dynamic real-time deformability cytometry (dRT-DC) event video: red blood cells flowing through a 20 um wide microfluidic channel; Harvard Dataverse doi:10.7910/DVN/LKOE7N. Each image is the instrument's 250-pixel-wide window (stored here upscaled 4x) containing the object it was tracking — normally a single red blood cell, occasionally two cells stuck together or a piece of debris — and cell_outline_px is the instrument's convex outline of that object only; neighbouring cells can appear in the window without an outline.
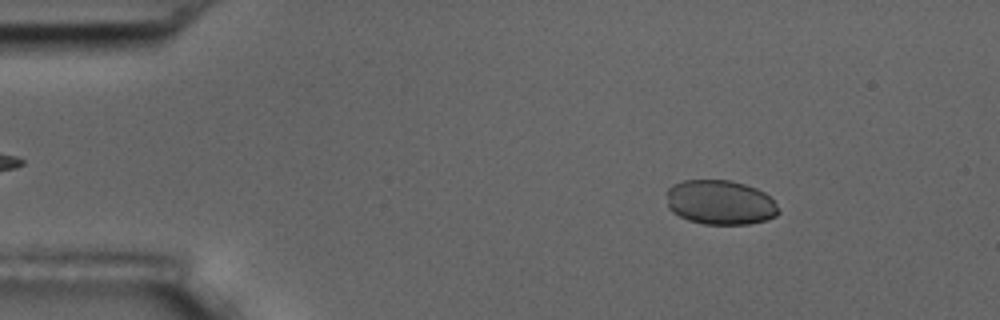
{"species": "common noctule bat (a hibernating species)", "species_latin": "Nyctalus noctula", "temperature_condition": "room temperature", "stored_images_in_passage": 9, "camera_frame_rate_fps": 3000, "um_per_image_px": 0.085, "animal": {"sex": "male", "body_mass_g": 17.5, "forearm_length_mm": 52.3}, "frame": {"image": 1, "passage_image": 2, "time_ms": 1.333, "image_size_px": [1000, 320], "cell_outline_px": [[780, 212], [776, 216], [768, 220], [748, 224], [704, 224], [688, 220], [672, 212], [668, 208], [668, 188], [672, 184], [684, 180], [732, 180], [756, 188], [764, 192], [776, 204]], "centroid_in_image_um": [61.22, 17.2], "position_along_channel_um": 23.8, "area_um2": 29.13}}
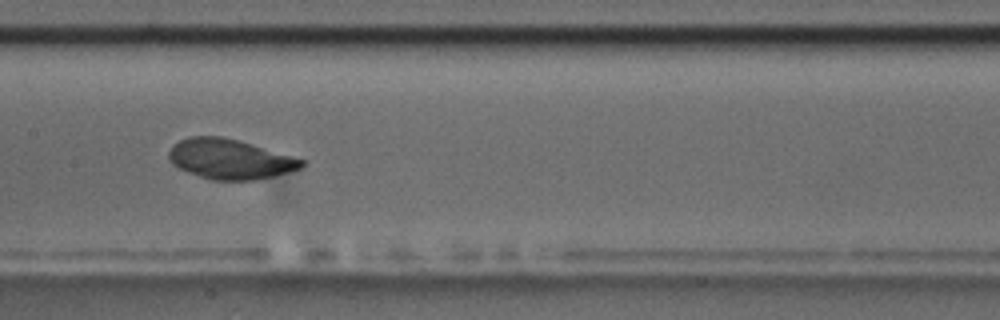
{"frame": {"image": 2, "passage_image": 8, "time_ms": 8.0, "image_size_px": [1000, 320], "cell_outline_px": [[308, 164], [300, 168], [288, 172], [256, 180], [212, 180], [188, 172], [172, 164], [168, 160], [168, 152], [172, 144], [188, 136], [220, 136], [252, 144], [308, 160]], "centroid_in_image_um": [19.56, 13.52], "position_along_channel_um": 187.8, "area_um2": 31.1}}
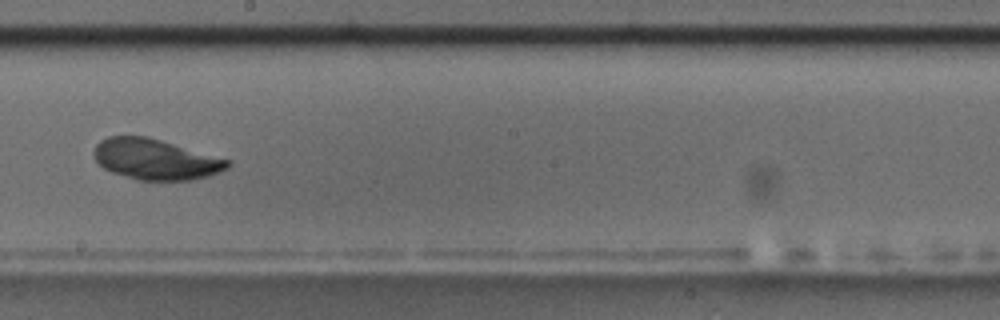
{"frame": {"image": 3, "passage_image": 9, "time_ms": 9.333, "image_size_px": [1000, 320], "cell_outline_px": [[232, 164], [228, 168], [208, 176], [192, 180], [136, 180], [112, 172], [104, 168], [92, 156], [92, 152], [96, 144], [100, 140], [108, 136], [148, 136], [232, 160]], "centroid_in_image_um": [13.22, 13.53], "position_along_channel_um": 235.0, "area_um2": 31.96}}